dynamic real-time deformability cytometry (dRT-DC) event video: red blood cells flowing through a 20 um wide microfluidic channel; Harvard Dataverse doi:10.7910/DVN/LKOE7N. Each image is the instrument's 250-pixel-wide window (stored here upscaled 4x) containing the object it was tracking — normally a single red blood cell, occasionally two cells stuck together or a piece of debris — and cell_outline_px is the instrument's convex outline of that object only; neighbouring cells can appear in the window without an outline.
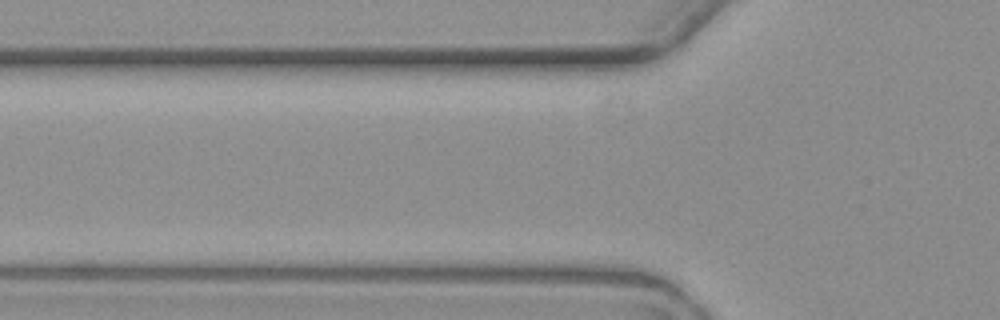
{"species": "common noctule bat (a hibernating species)", "species_latin": "Nyctalus noctula", "temperature_condition": "warm", "stored_images_in_passage": 3, "camera_frame_rate_fps": 3000, "um_per_image_px": 0.085, "animal": {"sex": "female", "body_mass_g": 19.3, "forearm_length_mm": 54.1}, "frame": {"image": 1, "passage_image": 2, "time_ms": 2.333, "image_size_px": [1000, 320], "cell_outline_px": [[572, 280], [360, 280], [356, 276], [360, 272], [436, 260], [552, 264]], "centroid_in_image_um": [39.62, 23.09], "position_along_channel_um": 86.2, "area_um2": 24.04}}